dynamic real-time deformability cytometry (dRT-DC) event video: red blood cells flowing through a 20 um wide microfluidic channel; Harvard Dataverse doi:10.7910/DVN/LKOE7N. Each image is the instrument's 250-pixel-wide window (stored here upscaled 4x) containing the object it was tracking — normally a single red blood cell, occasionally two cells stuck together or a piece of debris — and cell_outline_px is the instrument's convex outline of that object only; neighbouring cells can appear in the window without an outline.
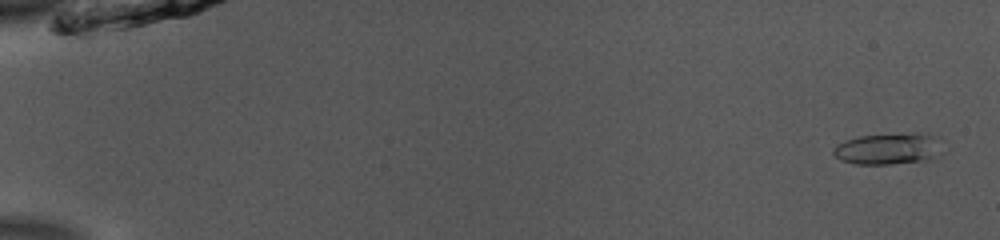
{"species": "common noctule bat (a hibernating species)", "species_latin": "Nyctalus noctula", "temperature_condition": "room temperature", "stored_images_in_passage": 52, "camera_frame_rate_fps": 3000, "um_per_image_px": 0.085, "animal": {"sex": "male", "body_mass_g": 13.0, "forearm_length_mm": 53.1}, "frame": {"image": 1, "passage_image": 1, "time_ms": 0.0, "image_size_px": [1000, 240], "cell_outline_px": [[932, 156], [924, 160], [888, 164], [856, 164], [840, 160], [832, 152], [832, 148], [836, 144], [844, 140], [860, 136], [912, 132], [924, 132], [932, 136]], "centroid_in_image_um": [75.25, 12.63], "position_along_channel_um": 9.8, "area_um2": 19.02}}
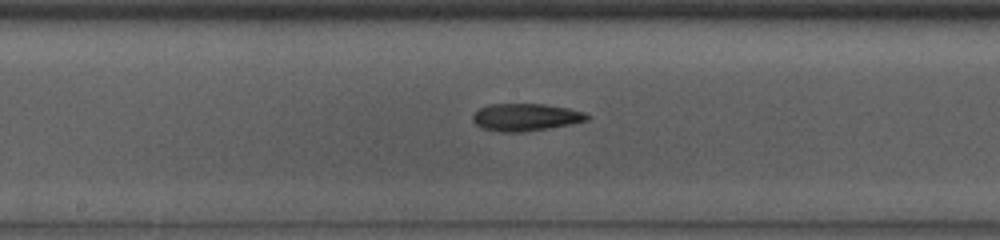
{"frame": {"image": 2, "passage_image": 28, "time_ms": 9.0, "image_size_px": [1000, 240], "cell_outline_px": [[592, 116], [588, 120], [548, 128], [520, 132], [504, 132], [484, 128], [476, 124], [472, 120], [472, 116], [480, 108], [492, 104], [544, 104], [568, 108], [584, 112]], "centroid_in_image_um": [44.7, 9.95], "position_along_channel_um": 203.5, "area_um2": 17.98}}
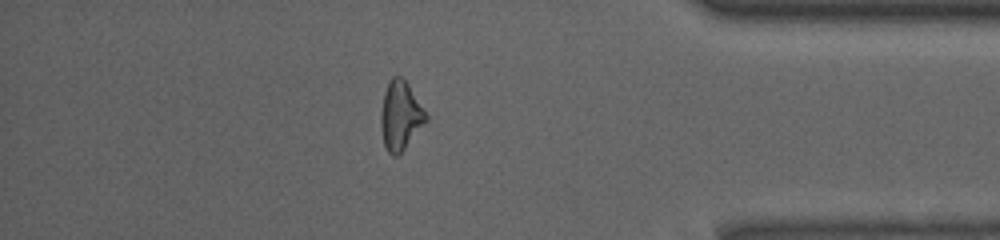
{"frame": {"image": 3, "passage_image": 45, "time_ms": 14.667, "image_size_px": [1000, 240], "cell_outline_px": [[428, 120], [404, 148], [396, 156], [392, 156], [388, 152], [384, 144], [380, 124], [380, 112], [384, 92], [388, 80], [392, 76], [400, 76], [408, 84], [428, 116]], "centroid_in_image_um": [34.01, 9.81], "position_along_channel_um": 401.2, "area_um2": 17.98}, "authors_computed_cell_mechanics": {"area_um2": 17.8891, "velocity_mm_per_s": 3.9008, "shape_relaxation_time_tau1_ms": 5.7338, "shape_relaxation_time_tau2_ms": 9.0108, "deformation_change_tau1": 0.1797, "deformation_change_tau2": 0.1795}}